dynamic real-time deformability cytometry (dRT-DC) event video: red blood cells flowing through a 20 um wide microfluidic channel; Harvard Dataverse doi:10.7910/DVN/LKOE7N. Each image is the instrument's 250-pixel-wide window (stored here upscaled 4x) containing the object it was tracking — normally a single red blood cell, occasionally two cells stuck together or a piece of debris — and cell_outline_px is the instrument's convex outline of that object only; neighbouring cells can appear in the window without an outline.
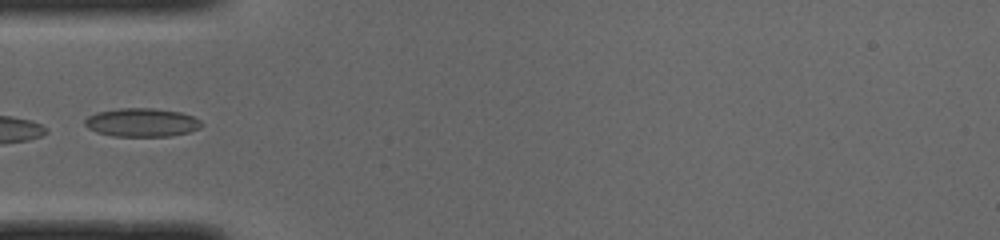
{"species": "common noctule bat (a hibernating species)", "species_latin": "Nyctalus noctula", "temperature_condition": "cold", "stored_images_in_passage": 11, "camera_frame_rate_fps": 3000, "um_per_image_px": 0.085, "animal": {"sex": "male", "body_mass_g": 19.0, "forearm_length_mm": 50.8}, "frame": {"image": 1, "passage_image": 1, "time_ms": 0.0, "image_size_px": [1000, 240], "cell_outline_px": [[204, 124], [200, 128], [188, 132], [172, 136], [112, 136], [96, 132], [88, 128], [84, 124], [84, 120], [88, 116], [96, 112], [120, 108], [152, 108], [180, 112], [192, 116], [200, 120]], "centroid_in_image_um": [12.04, 10.41], "position_along_channel_um": 73.0, "area_um2": 19.48}}
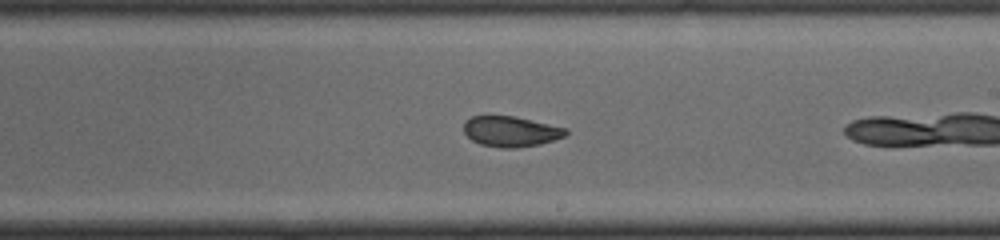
{"frame": {"image": 2, "passage_image": 10, "time_ms": 3.0, "image_size_px": [1000, 240], "cell_outline_px": [[568, 132], [564, 136], [540, 144], [516, 148], [500, 148], [480, 144], [472, 140], [464, 132], [464, 120], [472, 116], [516, 116], [568, 128]], "centroid_in_image_um": [43.42, 11.17], "position_along_channel_um": 245.6, "area_um2": 18.21}}